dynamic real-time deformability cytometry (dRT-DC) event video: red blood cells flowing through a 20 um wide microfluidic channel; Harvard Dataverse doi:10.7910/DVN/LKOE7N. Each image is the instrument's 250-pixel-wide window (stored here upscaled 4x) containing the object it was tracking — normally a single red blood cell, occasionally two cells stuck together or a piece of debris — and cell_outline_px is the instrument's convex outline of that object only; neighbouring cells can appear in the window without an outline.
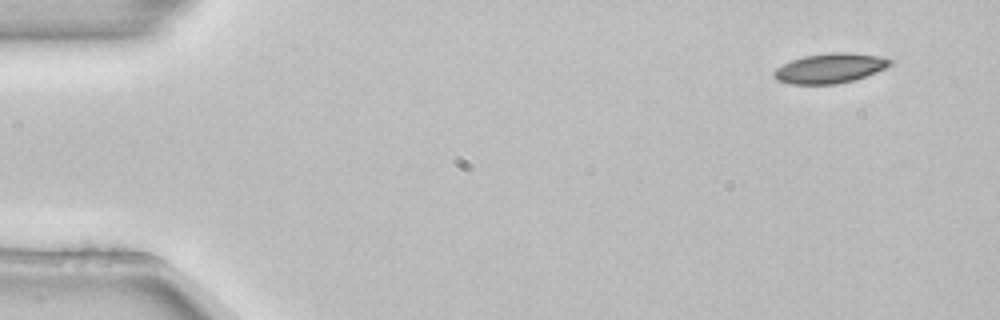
{"species": "common noctule bat (a hibernating species)", "species_latin": "Nyctalus noctula", "temperature_condition": "room temperature", "stored_images_in_passage": 4, "camera_frame_rate_fps": 3000, "um_per_image_px": 0.085, "animal": {"sex": "female", "body_mass_g": 22.7, "forearm_length_mm": 54.2}, "frame": {"image": 1, "passage_image": 1, "time_ms": 0.0, "image_size_px": [1000, 320], "cell_outline_px": [[892, 64], [876, 72], [852, 80], [836, 84], [788, 84], [776, 80], [772, 76], [772, 72], [776, 68], [792, 60], [804, 56], [832, 52], [844, 52], [876, 56], [892, 60]], "centroid_in_image_um": [70.48, 5.81], "position_along_channel_um": 14.5, "area_um2": 19.94}}
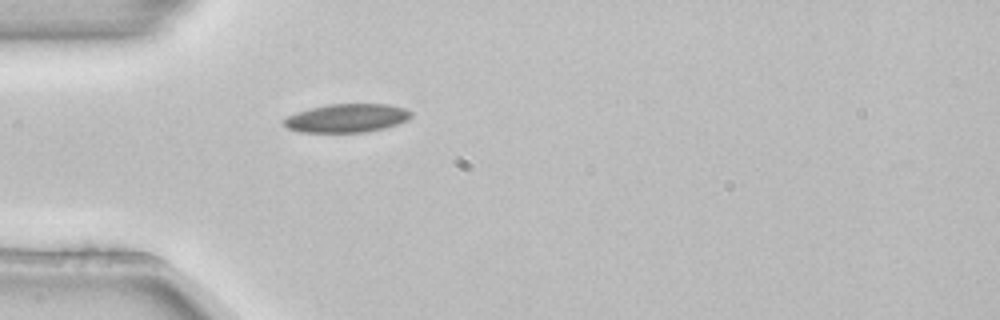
{"frame": {"image": 2, "passage_image": 4, "time_ms": 1.0, "image_size_px": [1000, 320], "cell_outline_px": [[412, 116], [408, 120], [384, 128], [364, 132], [296, 132], [280, 124], [280, 120], [296, 112], [328, 104], [388, 104], [404, 108], [412, 112]], "centroid_in_image_um": [29.43, 10.04], "position_along_channel_um": 55.6, "area_um2": 21.27}}